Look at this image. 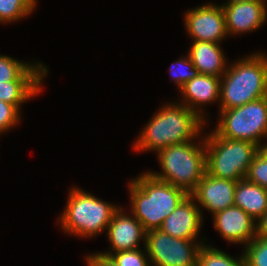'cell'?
<instances>
[{
    "label": "cell",
    "mask_w": 267,
    "mask_h": 266,
    "mask_svg": "<svg viewBox=\"0 0 267 266\" xmlns=\"http://www.w3.org/2000/svg\"><path fill=\"white\" fill-rule=\"evenodd\" d=\"M207 122L184 104L166 103L142 128L132 146L134 151L157 153L174 144L198 140Z\"/></svg>",
    "instance_id": "cell-1"
},
{
    "label": "cell",
    "mask_w": 267,
    "mask_h": 266,
    "mask_svg": "<svg viewBox=\"0 0 267 266\" xmlns=\"http://www.w3.org/2000/svg\"><path fill=\"white\" fill-rule=\"evenodd\" d=\"M130 208L146 232L161 228L164 220L188 195L177 186L153 177L148 171L129 181Z\"/></svg>",
    "instance_id": "cell-2"
},
{
    "label": "cell",
    "mask_w": 267,
    "mask_h": 266,
    "mask_svg": "<svg viewBox=\"0 0 267 266\" xmlns=\"http://www.w3.org/2000/svg\"><path fill=\"white\" fill-rule=\"evenodd\" d=\"M228 65L221 77L219 110L242 106L267 95L266 53L253 52Z\"/></svg>",
    "instance_id": "cell-3"
},
{
    "label": "cell",
    "mask_w": 267,
    "mask_h": 266,
    "mask_svg": "<svg viewBox=\"0 0 267 266\" xmlns=\"http://www.w3.org/2000/svg\"><path fill=\"white\" fill-rule=\"evenodd\" d=\"M174 144L158 151L160 172H148L158 180L184 189L190 194L206 173L205 139Z\"/></svg>",
    "instance_id": "cell-4"
},
{
    "label": "cell",
    "mask_w": 267,
    "mask_h": 266,
    "mask_svg": "<svg viewBox=\"0 0 267 266\" xmlns=\"http://www.w3.org/2000/svg\"><path fill=\"white\" fill-rule=\"evenodd\" d=\"M69 191L64 212L57 218L63 232L79 238H93L105 232L120 206L78 187L73 186Z\"/></svg>",
    "instance_id": "cell-5"
},
{
    "label": "cell",
    "mask_w": 267,
    "mask_h": 266,
    "mask_svg": "<svg viewBox=\"0 0 267 266\" xmlns=\"http://www.w3.org/2000/svg\"><path fill=\"white\" fill-rule=\"evenodd\" d=\"M210 132L204 135L206 173L231 181L245 179L260 147L250 141L220 137L214 130Z\"/></svg>",
    "instance_id": "cell-6"
},
{
    "label": "cell",
    "mask_w": 267,
    "mask_h": 266,
    "mask_svg": "<svg viewBox=\"0 0 267 266\" xmlns=\"http://www.w3.org/2000/svg\"><path fill=\"white\" fill-rule=\"evenodd\" d=\"M218 124L213 129L220 137L246 140L257 146L267 139L266 96L228 110H219ZM267 142V140H265Z\"/></svg>",
    "instance_id": "cell-7"
},
{
    "label": "cell",
    "mask_w": 267,
    "mask_h": 266,
    "mask_svg": "<svg viewBox=\"0 0 267 266\" xmlns=\"http://www.w3.org/2000/svg\"><path fill=\"white\" fill-rule=\"evenodd\" d=\"M179 239L160 229L146 232L145 246L151 266H197L204 240Z\"/></svg>",
    "instance_id": "cell-8"
},
{
    "label": "cell",
    "mask_w": 267,
    "mask_h": 266,
    "mask_svg": "<svg viewBox=\"0 0 267 266\" xmlns=\"http://www.w3.org/2000/svg\"><path fill=\"white\" fill-rule=\"evenodd\" d=\"M186 32L193 41L220 43L228 37L223 7L214 3L189 9L184 15Z\"/></svg>",
    "instance_id": "cell-9"
},
{
    "label": "cell",
    "mask_w": 267,
    "mask_h": 266,
    "mask_svg": "<svg viewBox=\"0 0 267 266\" xmlns=\"http://www.w3.org/2000/svg\"><path fill=\"white\" fill-rule=\"evenodd\" d=\"M128 214L121 206L114 212L106 229V235L111 244L109 251H100L99 254L109 257L112 253L139 249L141 247L139 244L142 243L145 246L146 231L132 213Z\"/></svg>",
    "instance_id": "cell-10"
},
{
    "label": "cell",
    "mask_w": 267,
    "mask_h": 266,
    "mask_svg": "<svg viewBox=\"0 0 267 266\" xmlns=\"http://www.w3.org/2000/svg\"><path fill=\"white\" fill-rule=\"evenodd\" d=\"M267 0H245L221 4L228 36L250 33L267 21Z\"/></svg>",
    "instance_id": "cell-11"
},
{
    "label": "cell",
    "mask_w": 267,
    "mask_h": 266,
    "mask_svg": "<svg viewBox=\"0 0 267 266\" xmlns=\"http://www.w3.org/2000/svg\"><path fill=\"white\" fill-rule=\"evenodd\" d=\"M237 181L217 178L205 173L197 187L190 193L199 209L204 208L214 215L234 205Z\"/></svg>",
    "instance_id": "cell-12"
},
{
    "label": "cell",
    "mask_w": 267,
    "mask_h": 266,
    "mask_svg": "<svg viewBox=\"0 0 267 266\" xmlns=\"http://www.w3.org/2000/svg\"><path fill=\"white\" fill-rule=\"evenodd\" d=\"M203 223L202 209H199L194 198L188 194L166 217L160 230L175 238L198 240Z\"/></svg>",
    "instance_id": "cell-13"
},
{
    "label": "cell",
    "mask_w": 267,
    "mask_h": 266,
    "mask_svg": "<svg viewBox=\"0 0 267 266\" xmlns=\"http://www.w3.org/2000/svg\"><path fill=\"white\" fill-rule=\"evenodd\" d=\"M212 217L215 229L228 243L246 246L256 237V221L238 206L232 205Z\"/></svg>",
    "instance_id": "cell-14"
},
{
    "label": "cell",
    "mask_w": 267,
    "mask_h": 266,
    "mask_svg": "<svg viewBox=\"0 0 267 266\" xmlns=\"http://www.w3.org/2000/svg\"><path fill=\"white\" fill-rule=\"evenodd\" d=\"M220 85V77L199 73L179 89V92L181 93L180 97L182 98L179 103L184 104L209 123V115L208 113L206 115L202 109L206 106L205 104L208 105L220 102Z\"/></svg>",
    "instance_id": "cell-15"
},
{
    "label": "cell",
    "mask_w": 267,
    "mask_h": 266,
    "mask_svg": "<svg viewBox=\"0 0 267 266\" xmlns=\"http://www.w3.org/2000/svg\"><path fill=\"white\" fill-rule=\"evenodd\" d=\"M188 55L200 74L221 78L227 70V58L220 43L192 41Z\"/></svg>",
    "instance_id": "cell-16"
},
{
    "label": "cell",
    "mask_w": 267,
    "mask_h": 266,
    "mask_svg": "<svg viewBox=\"0 0 267 266\" xmlns=\"http://www.w3.org/2000/svg\"><path fill=\"white\" fill-rule=\"evenodd\" d=\"M234 205L257 221L267 212V189L246 179L239 180L235 187Z\"/></svg>",
    "instance_id": "cell-17"
},
{
    "label": "cell",
    "mask_w": 267,
    "mask_h": 266,
    "mask_svg": "<svg viewBox=\"0 0 267 266\" xmlns=\"http://www.w3.org/2000/svg\"><path fill=\"white\" fill-rule=\"evenodd\" d=\"M48 68L43 63L19 61L0 54V84L7 81H43Z\"/></svg>",
    "instance_id": "cell-18"
},
{
    "label": "cell",
    "mask_w": 267,
    "mask_h": 266,
    "mask_svg": "<svg viewBox=\"0 0 267 266\" xmlns=\"http://www.w3.org/2000/svg\"><path fill=\"white\" fill-rule=\"evenodd\" d=\"M43 81H7L0 84V100L14 105L21 112V105L41 93Z\"/></svg>",
    "instance_id": "cell-19"
},
{
    "label": "cell",
    "mask_w": 267,
    "mask_h": 266,
    "mask_svg": "<svg viewBox=\"0 0 267 266\" xmlns=\"http://www.w3.org/2000/svg\"><path fill=\"white\" fill-rule=\"evenodd\" d=\"M238 258L213 247L203 244L198 252L197 266H245L243 253Z\"/></svg>",
    "instance_id": "cell-20"
},
{
    "label": "cell",
    "mask_w": 267,
    "mask_h": 266,
    "mask_svg": "<svg viewBox=\"0 0 267 266\" xmlns=\"http://www.w3.org/2000/svg\"><path fill=\"white\" fill-rule=\"evenodd\" d=\"M38 0H0V23L7 24L29 17Z\"/></svg>",
    "instance_id": "cell-21"
},
{
    "label": "cell",
    "mask_w": 267,
    "mask_h": 266,
    "mask_svg": "<svg viewBox=\"0 0 267 266\" xmlns=\"http://www.w3.org/2000/svg\"><path fill=\"white\" fill-rule=\"evenodd\" d=\"M169 68L170 79L177 84L178 89L199 74L188 54L172 63Z\"/></svg>",
    "instance_id": "cell-22"
},
{
    "label": "cell",
    "mask_w": 267,
    "mask_h": 266,
    "mask_svg": "<svg viewBox=\"0 0 267 266\" xmlns=\"http://www.w3.org/2000/svg\"><path fill=\"white\" fill-rule=\"evenodd\" d=\"M242 253L245 266H267V239L253 238Z\"/></svg>",
    "instance_id": "cell-23"
},
{
    "label": "cell",
    "mask_w": 267,
    "mask_h": 266,
    "mask_svg": "<svg viewBox=\"0 0 267 266\" xmlns=\"http://www.w3.org/2000/svg\"><path fill=\"white\" fill-rule=\"evenodd\" d=\"M109 258L118 266H151L146 249L145 252L139 248L112 253Z\"/></svg>",
    "instance_id": "cell-24"
},
{
    "label": "cell",
    "mask_w": 267,
    "mask_h": 266,
    "mask_svg": "<svg viewBox=\"0 0 267 266\" xmlns=\"http://www.w3.org/2000/svg\"><path fill=\"white\" fill-rule=\"evenodd\" d=\"M245 179L267 189V158L260 151L253 158Z\"/></svg>",
    "instance_id": "cell-25"
},
{
    "label": "cell",
    "mask_w": 267,
    "mask_h": 266,
    "mask_svg": "<svg viewBox=\"0 0 267 266\" xmlns=\"http://www.w3.org/2000/svg\"><path fill=\"white\" fill-rule=\"evenodd\" d=\"M21 112L12 104L0 100V135L19 124Z\"/></svg>",
    "instance_id": "cell-26"
},
{
    "label": "cell",
    "mask_w": 267,
    "mask_h": 266,
    "mask_svg": "<svg viewBox=\"0 0 267 266\" xmlns=\"http://www.w3.org/2000/svg\"><path fill=\"white\" fill-rule=\"evenodd\" d=\"M87 266H118L108 256L102 254L93 253L85 256Z\"/></svg>",
    "instance_id": "cell-27"
},
{
    "label": "cell",
    "mask_w": 267,
    "mask_h": 266,
    "mask_svg": "<svg viewBox=\"0 0 267 266\" xmlns=\"http://www.w3.org/2000/svg\"><path fill=\"white\" fill-rule=\"evenodd\" d=\"M256 237L267 239V212L256 221Z\"/></svg>",
    "instance_id": "cell-28"
},
{
    "label": "cell",
    "mask_w": 267,
    "mask_h": 266,
    "mask_svg": "<svg viewBox=\"0 0 267 266\" xmlns=\"http://www.w3.org/2000/svg\"><path fill=\"white\" fill-rule=\"evenodd\" d=\"M264 144L259 148V151L267 158V142H263Z\"/></svg>",
    "instance_id": "cell-29"
},
{
    "label": "cell",
    "mask_w": 267,
    "mask_h": 266,
    "mask_svg": "<svg viewBox=\"0 0 267 266\" xmlns=\"http://www.w3.org/2000/svg\"><path fill=\"white\" fill-rule=\"evenodd\" d=\"M241 1H245V0H227V2H225L224 4H230L233 2H241Z\"/></svg>",
    "instance_id": "cell-30"
}]
</instances>
